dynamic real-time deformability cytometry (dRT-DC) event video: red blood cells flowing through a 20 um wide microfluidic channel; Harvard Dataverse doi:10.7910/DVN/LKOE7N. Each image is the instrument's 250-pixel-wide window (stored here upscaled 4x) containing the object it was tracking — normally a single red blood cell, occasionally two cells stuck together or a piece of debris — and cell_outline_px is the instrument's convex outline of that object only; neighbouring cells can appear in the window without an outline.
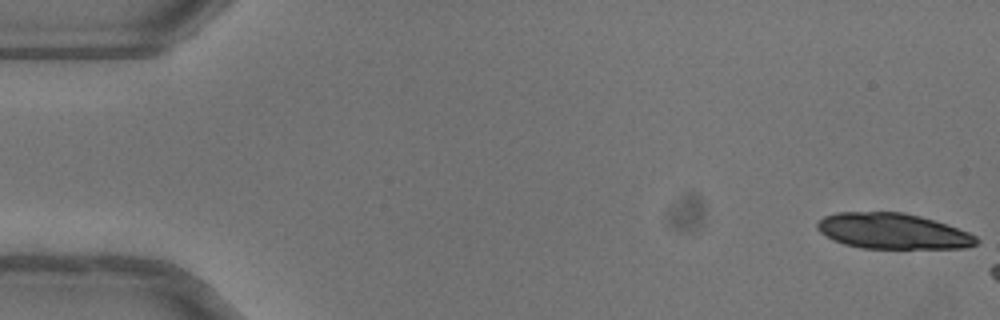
{"species": "common noctule bat (a hibernating species)", "species_latin": "Nyctalus noctula", "temperature_condition": "warm", "stored_images_in_passage": 7, "camera_frame_rate_fps": 3000, "um_per_image_px": 0.085, "animal": {"sex": "female"}, "frame": {"image": 1, "passage_image": 1, "time_ms": 0.0, "image_size_px": [1000, 320], "cell_outline_px": [[980, 240], [976, 244], [968, 248], [860, 248], [844, 244], [832, 240], [820, 232], [816, 228], [816, 224], [824, 216], [836, 212], [904, 212], [920, 216], [968, 232], [976, 236]], "centroid_in_image_um": [75.85, 19.65], "position_along_channel_um": 9.1, "area_um2": 33.0}}